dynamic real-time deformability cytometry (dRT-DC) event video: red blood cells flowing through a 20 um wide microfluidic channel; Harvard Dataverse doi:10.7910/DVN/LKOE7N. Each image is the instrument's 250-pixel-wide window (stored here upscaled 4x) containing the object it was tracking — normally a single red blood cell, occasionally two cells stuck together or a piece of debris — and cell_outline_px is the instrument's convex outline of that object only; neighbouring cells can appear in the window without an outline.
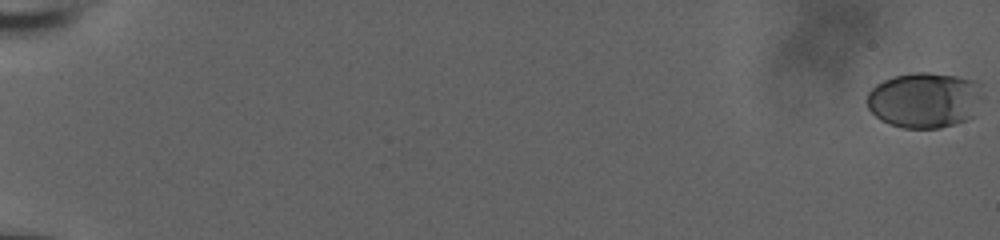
{"species": "human", "species_latin": "Homo sapiens", "temperature_condition": "room temperature", "stored_images_in_passage": 59, "camera_frame_rate_fps": 3000, "um_per_image_px": 0.085, "donor": {"sex": "male"}, "frame": {"image": 1, "passage_image": 1, "time_ms": 0.0, "image_size_px": [1000, 240], "cell_outline_px": [[984, 96], [972, 116], [964, 120], [940, 128], [904, 128], [888, 124], [880, 120], [868, 108], [868, 92], [876, 84], [892, 76], [912, 72], [928, 72], [956, 76], [976, 80], [984, 84]], "centroid_in_image_um": [78.63, 8.48], "position_along_channel_um": 6.4, "area_um2": 37.97}}
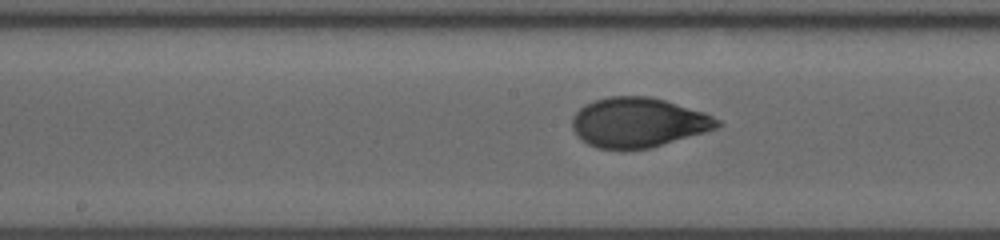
{"frame": {"image": 2, "passage_image": 34, "time_ms": 11.0, "image_size_px": [1000, 240], "cell_outline_px": [[724, 124], [716, 128], [704, 132], [652, 148], [624, 152], [596, 148], [580, 140], [576, 136], [572, 128], [572, 116], [584, 104], [608, 96], [648, 96], [664, 100], [704, 112], [720, 120]], "centroid_in_image_um": [54.21, 10.45], "position_along_channel_um": 194.0, "area_um2": 42.77}}
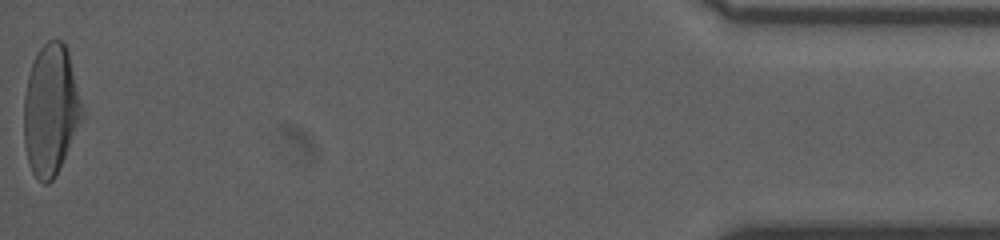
{"frame": {"image": 3, "passage_image": 59, "time_ms": 19.333, "image_size_px": [1000, 240], "cell_outline_px": [[84, 120], [56, 176], [48, 184], [44, 184], [36, 180], [28, 164], [24, 144], [24, 96], [28, 76], [32, 60], [40, 48], [48, 40], [60, 40], [68, 48], [80, 100]], "centroid_in_image_um": [4.31, 9.4], "position_along_channel_um": 430.9, "area_um2": 44.85}, "authors_computed_cell_mechanics": {"area_um2": 41.2114, "velocity_mm_per_s": 3.863, "shape_relaxation_time_tau1_ms": 3.7912, "shape_relaxation_time_tau2_ms": null, "deformation_change_tau1": 0.1686, "deformation_change_tau2": null}}